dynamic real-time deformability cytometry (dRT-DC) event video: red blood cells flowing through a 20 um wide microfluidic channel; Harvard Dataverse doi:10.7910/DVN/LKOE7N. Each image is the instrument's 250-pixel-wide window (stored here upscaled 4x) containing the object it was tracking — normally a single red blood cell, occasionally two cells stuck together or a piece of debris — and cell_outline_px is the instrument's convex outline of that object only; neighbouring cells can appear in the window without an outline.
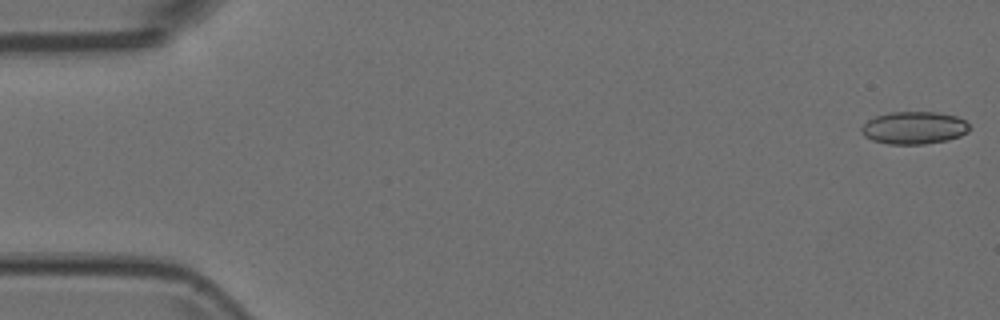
{"species": "Egyptian fruit bat (a non-hibernating species)", "species_latin": "Rousettus aegyptiacus", "temperature_condition": "room temperature", "stored_images_in_passage": 13, "camera_frame_rate_fps": 3000, "um_per_image_px": 0.085, "animal": {"sex": "female"}, "frame": {"image": 1, "passage_image": 1, "time_ms": 0.0, "image_size_px": [1000, 320], "cell_outline_px": [[972, 128], [968, 132], [960, 136], [948, 140], [924, 144], [888, 144], [872, 140], [864, 136], [860, 132], [860, 128], [868, 120], [876, 116], [888, 112], [936, 112], [956, 116], [964, 120]], "centroid_in_image_um": [77.69, 10.87], "position_along_channel_um": 7.3, "area_um2": 20.63}}
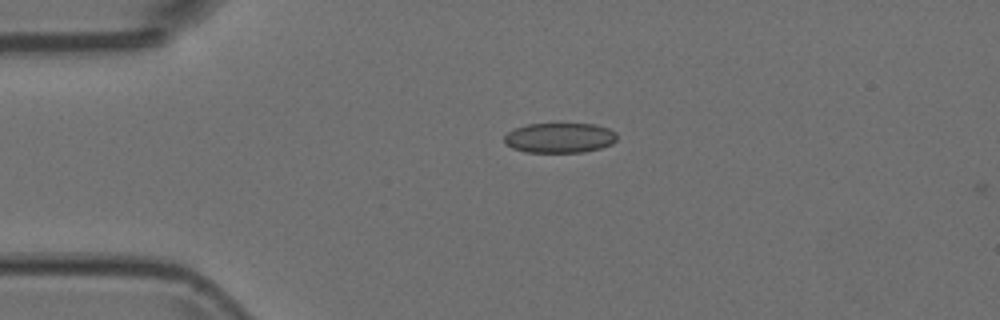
{"frame": {"image": 2, "passage_image": 12, "time_ms": 3.667, "image_size_px": [1000, 320], "cell_outline_px": [[616, 140], [612, 144], [600, 148], [584, 152], [524, 152], [512, 148], [504, 144], [504, 136], [508, 132], [516, 128], [528, 124], [596, 124], [608, 128], [616, 132]], "centroid_in_image_um": [47.56, 11.72], "position_along_channel_um": 37.4, "area_um2": 19.77}}